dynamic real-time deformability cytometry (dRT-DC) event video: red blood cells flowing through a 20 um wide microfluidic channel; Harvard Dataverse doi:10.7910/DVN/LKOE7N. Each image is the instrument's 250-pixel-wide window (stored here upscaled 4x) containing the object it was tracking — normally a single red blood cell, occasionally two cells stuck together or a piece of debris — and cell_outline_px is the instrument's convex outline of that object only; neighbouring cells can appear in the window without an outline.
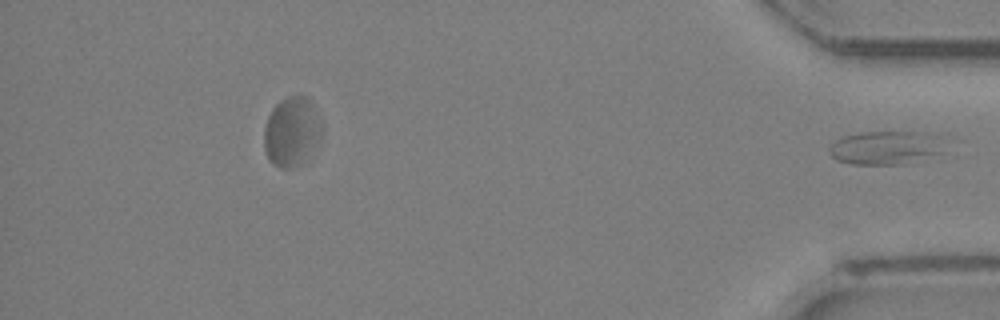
{"species": "Egyptian fruit bat (a non-hibernating species)", "species_latin": "Rousettus aegyptiacus", "temperature_condition": "room temperature", "stored_images_in_passage": 22, "segment_of_instrument_passage": [2, 2], "camera_frame_rate_fps": 3000, "um_per_image_px": 0.085, "animal": {"sex": "female"}, "frame": {"image": 1, "passage_image": 22, "time_ms": 7.0, "image_size_px": [1000, 320], "cell_outline_px": [[948, 132], [940, 152], [904, 164], [848, 164], [836, 160], [828, 152], [828, 148], [836, 140], [844, 136], [864, 132]], "centroid_in_image_um": [75.36, 12.52], "position_along_channel_um": 359.8, "area_um2": 22.95}}